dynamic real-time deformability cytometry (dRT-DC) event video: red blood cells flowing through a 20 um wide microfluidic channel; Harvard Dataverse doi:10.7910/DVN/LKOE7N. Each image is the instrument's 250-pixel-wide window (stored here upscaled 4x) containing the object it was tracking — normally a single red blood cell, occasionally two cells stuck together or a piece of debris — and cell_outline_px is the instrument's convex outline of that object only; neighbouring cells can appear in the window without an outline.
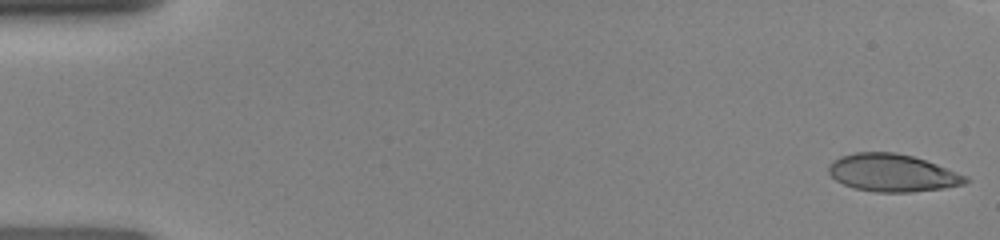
{"species": "human", "species_latin": "Homo sapiens", "temperature_condition": "room temperature", "stored_images_in_passage": 42, "camera_frame_rate_fps": 3000, "um_per_image_px": 0.085, "donor": {"sex": "female"}, "frame": {"image": 1, "passage_image": 1, "time_ms": 0.0, "image_size_px": [1000, 240], "cell_outline_px": [[968, 180], [964, 184], [944, 188], [912, 192], [876, 192], [852, 188], [836, 180], [828, 172], [828, 164], [832, 160], [840, 156], [856, 152], [896, 152], [912, 156], [936, 164], [968, 176]], "centroid_in_image_um": [75.82, 14.69], "position_along_channel_um": 9.2, "area_um2": 30.0}}
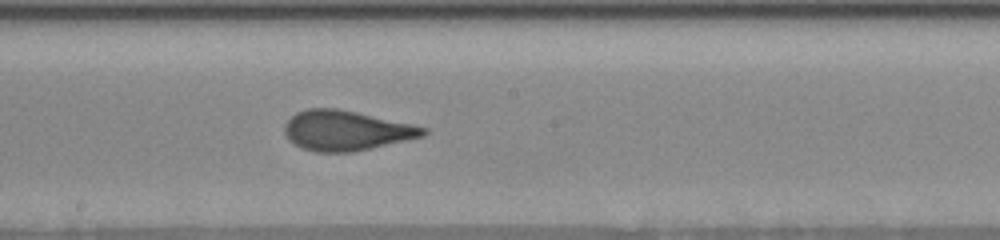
{"frame": {"image": 2, "passage_image": 26, "time_ms": 8.333, "image_size_px": [1000, 240], "cell_outline_px": [[428, 132], [424, 136], [372, 148], [352, 152], [316, 152], [304, 148], [288, 140], [284, 132], [284, 124], [296, 112], [308, 108], [336, 108], [356, 112], [412, 124], [428, 128]], "centroid_in_image_um": [29.42, 11.09], "position_along_channel_um": 218.8, "area_um2": 32.19}}
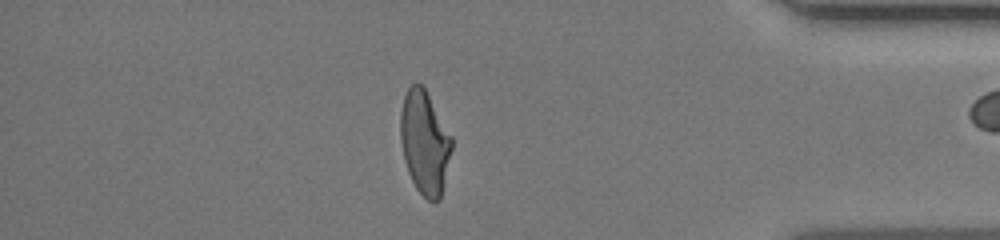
{"frame": {"image": 3, "passage_image": 41, "time_ms": 13.333, "image_size_px": [1000, 240], "cell_outline_px": [[452, 148], [440, 200], [432, 204], [416, 188], [408, 172], [404, 160], [400, 140], [400, 112], [404, 96], [408, 88], [412, 84], [420, 84], [424, 88], [452, 136]], "centroid_in_image_um": [36.09, 12.14], "position_along_channel_um": 399.1, "area_um2": 30.81}}